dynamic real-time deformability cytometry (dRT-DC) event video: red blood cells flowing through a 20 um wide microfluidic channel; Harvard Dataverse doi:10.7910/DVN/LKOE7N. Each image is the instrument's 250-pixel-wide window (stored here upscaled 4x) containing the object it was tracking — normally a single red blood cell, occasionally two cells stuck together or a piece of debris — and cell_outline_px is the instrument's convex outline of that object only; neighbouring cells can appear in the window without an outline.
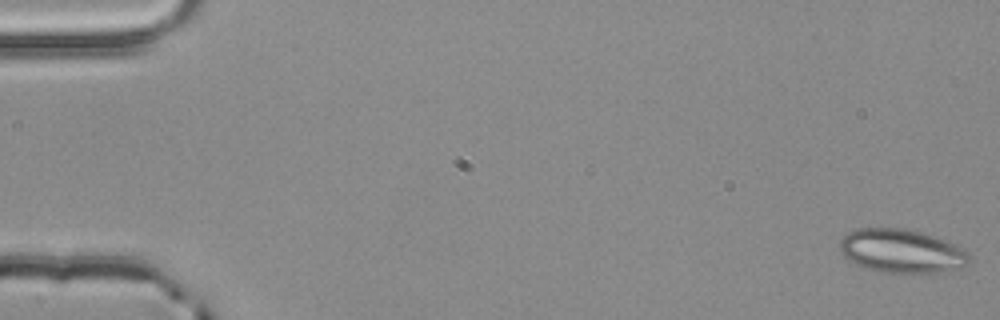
{"species": "common noctule bat (a hibernating species)", "species_latin": "Nyctalus noctula", "temperature_condition": "room temperature", "stored_images_in_passage": 5, "camera_frame_rate_fps": 3000, "um_per_image_px": 0.085, "animal": {"sex": "male", "body_mass_g": 20.4}, "frame": {"image": 1, "passage_image": 1, "time_ms": 0.0, "image_size_px": [1000, 320], "cell_outline_px": [[972, 260], [968, 264], [960, 268], [940, 272], [908, 276], [880, 272], [856, 264], [848, 260], [840, 252], [840, 240], [848, 232], [860, 228], [904, 228], [920, 232], [944, 240], [964, 248], [972, 256]], "centroid_in_image_um": [76.67, 21.38], "position_along_channel_um": 8.3, "area_um2": 33.76}}